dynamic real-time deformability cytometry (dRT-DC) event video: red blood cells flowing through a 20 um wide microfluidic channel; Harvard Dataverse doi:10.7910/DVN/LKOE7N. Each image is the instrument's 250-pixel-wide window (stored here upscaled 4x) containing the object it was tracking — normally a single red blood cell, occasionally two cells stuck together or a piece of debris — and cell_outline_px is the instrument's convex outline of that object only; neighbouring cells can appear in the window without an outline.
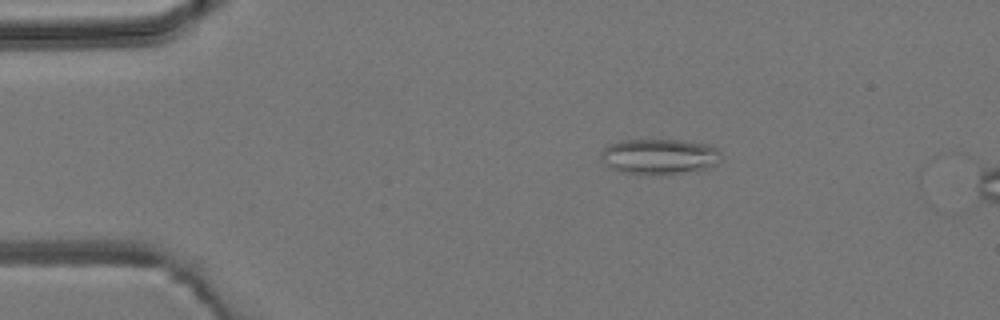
{"species": "common noctule bat (a hibernating species)", "species_latin": "Nyctalus noctula", "temperature_condition": "room temperature", "stored_images_in_passage": 5, "camera_frame_rate_fps": 3000, "um_per_image_px": 0.085, "animal": {"sex": "male", "body_mass_g": 19.2, "forearm_length_mm": 51.8}, "frame": {"image": 1, "passage_image": 3, "time_ms": 2.333, "image_size_px": [1000, 320], "cell_outline_px": [[720, 160], [712, 168], [660, 176], [652, 176], [624, 172], [608, 168], [600, 160], [600, 152], [608, 144], [620, 140], [680, 140], [712, 144], [720, 152]], "centroid_in_image_um": [56.03, 13.32], "position_along_channel_um": 29.0, "area_um2": 25.66}}